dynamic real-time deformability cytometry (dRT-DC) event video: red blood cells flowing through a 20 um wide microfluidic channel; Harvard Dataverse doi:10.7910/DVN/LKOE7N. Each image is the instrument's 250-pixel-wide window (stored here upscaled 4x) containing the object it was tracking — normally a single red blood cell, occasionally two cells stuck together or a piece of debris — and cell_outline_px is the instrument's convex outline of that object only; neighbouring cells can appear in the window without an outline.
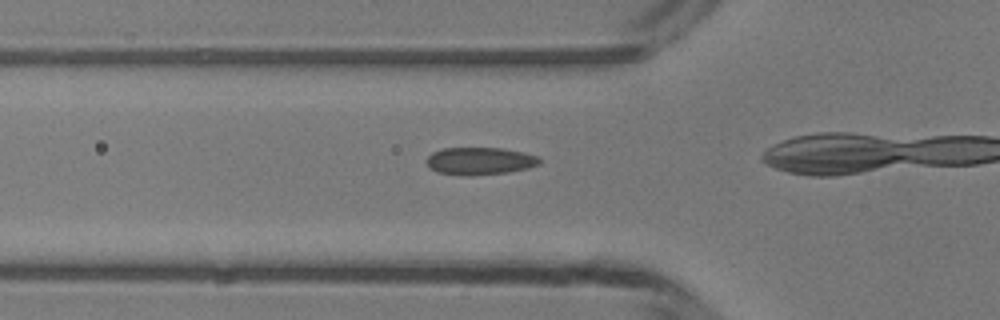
{"species": "common noctule bat (a hibernating species)", "species_latin": "Nyctalus noctula", "temperature_condition": "room temperature", "stored_images_in_passage": 33, "camera_frame_rate_fps": 3000, "um_per_image_px": 0.085, "animal": {"sex": "male", "body_mass_g": 13.3}, "frame": {"image": 1, "passage_image": 12, "time_ms": 3.667, "image_size_px": [1000, 320], "cell_outline_px": [[540, 164], [528, 168], [508, 172], [472, 176], [464, 176], [436, 172], [428, 164], [428, 156], [432, 152], [444, 148], [504, 148], [524, 152], [536, 156], [540, 160]], "centroid_in_image_um": [40.8, 13.69], "position_along_channel_um": 85.0, "area_um2": 18.09}}
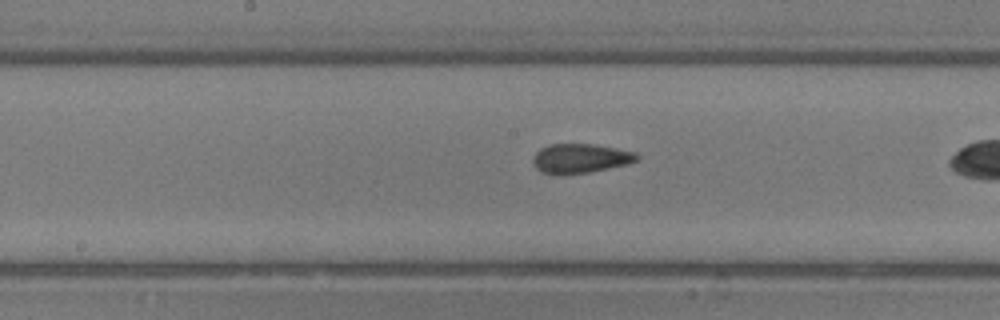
{"frame": {"image": 2, "passage_image": 20, "time_ms": 6.333, "image_size_px": [1000, 320], "cell_outline_px": [[640, 156], [636, 160], [628, 164], [592, 172], [560, 176], [540, 172], [532, 164], [532, 160], [536, 152], [540, 148], [548, 144], [592, 144], [616, 148], [636, 152]], "centroid_in_image_um": [49.29, 13.48], "position_along_channel_um": 198.9, "area_um2": 18.21}}
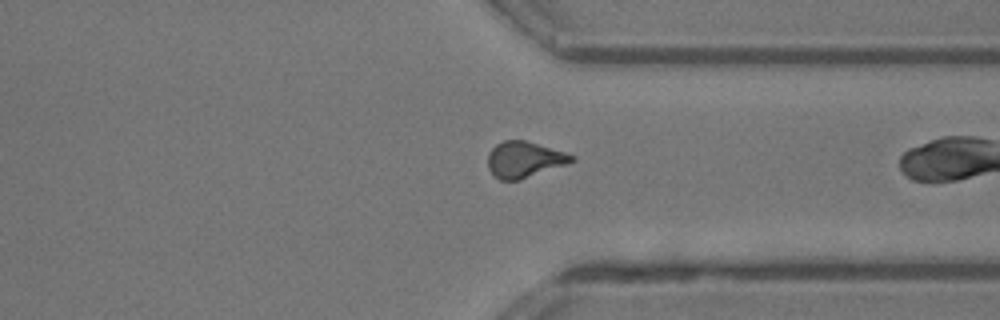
{"frame": {"image": 3, "passage_image": 32, "time_ms": 10.333, "image_size_px": [1000, 320], "cell_outline_px": [[576, 160], [568, 164], [520, 180], [500, 180], [488, 168], [488, 152], [496, 144], [504, 140], [524, 140], [564, 152], [576, 156]], "centroid_in_image_um": [44.58, 13.56], "position_along_channel_um": 366.8, "area_um2": 17.57}}